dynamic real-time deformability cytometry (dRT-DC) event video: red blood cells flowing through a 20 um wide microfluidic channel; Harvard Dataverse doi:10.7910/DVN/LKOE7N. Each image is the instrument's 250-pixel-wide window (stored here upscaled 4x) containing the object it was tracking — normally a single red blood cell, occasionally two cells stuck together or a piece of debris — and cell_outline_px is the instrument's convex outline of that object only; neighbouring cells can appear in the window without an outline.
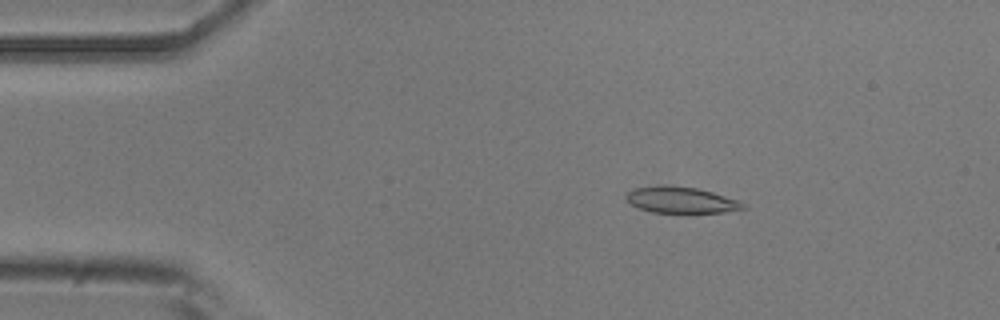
{"species": "common noctule bat (a hibernating species)", "species_latin": "Nyctalus noctula", "temperature_condition": "room temperature", "stored_images_in_passage": 52, "camera_frame_rate_fps": 3000, "um_per_image_px": 0.085, "animal": {"sex": "male", "body_mass_g": 20.5, "forearm_length_mm": 52.5}, "frame": {"image": 1, "passage_image": 8, "time_ms": 2.333, "image_size_px": [1000, 320], "cell_outline_px": [[748, 208], [724, 212], [688, 216], [652, 212], [640, 208], [632, 204], [624, 196], [628, 192], [636, 188], [660, 184], [696, 188], [712, 192], [740, 200]], "centroid_in_image_um": [57.94, 17.05], "position_along_channel_um": 27.1, "area_um2": 18.79}}
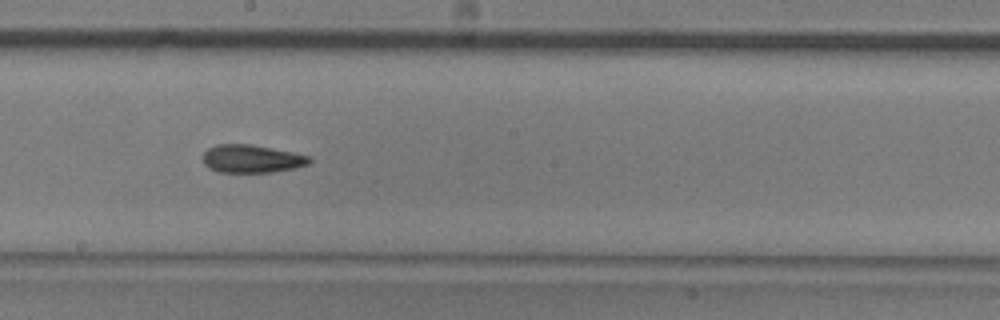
{"frame": {"image": 2, "passage_image": 28, "time_ms": 9.0, "image_size_px": [1000, 320], "cell_outline_px": [[312, 160], [308, 164], [296, 168], [272, 172], [220, 172], [208, 168], [204, 164], [204, 152], [208, 148], [216, 144], [252, 144], [312, 156]], "centroid_in_image_um": [21.42, 13.49], "position_along_channel_um": 226.8, "area_um2": 17.46}}
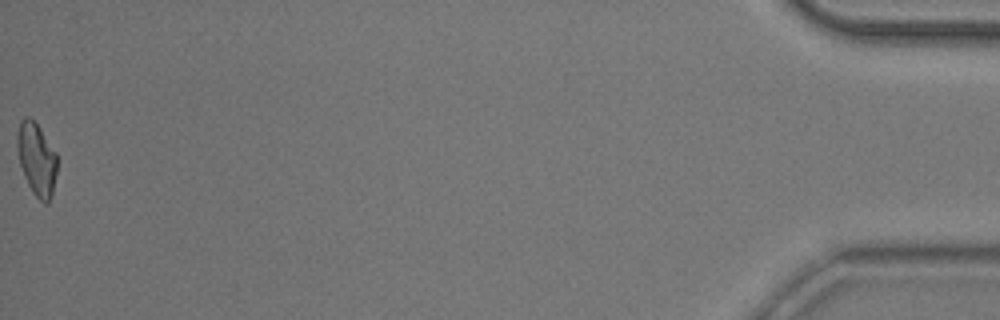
{"frame": {"image": 3, "passage_image": 52, "time_ms": 17.0, "image_size_px": [1000, 320], "cell_outline_px": [[56, 172], [52, 192], [48, 204], [44, 204], [32, 192], [24, 176], [20, 164], [16, 148], [16, 136], [20, 120], [24, 116], [28, 116], [40, 128], [56, 152]], "centroid_in_image_um": [3.08, 13.51], "position_along_channel_um": 432.1, "area_um2": 16.88}, "authors_computed_cell_mechanics": {"area_um2": 17.4556, "velocity_mm_per_s": 3.845, "shape_relaxation_time_tau1_ms": 9.9396, "shape_relaxation_time_tau2_ms": 4.9131, "deformation_change_tau1": 0.2274, "deformation_change_tau2": 0.1225}}